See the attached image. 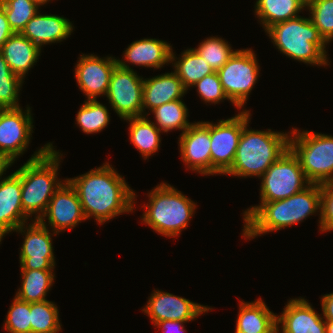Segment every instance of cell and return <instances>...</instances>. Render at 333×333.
Listing matches in <instances>:
<instances>
[{"label": "cell", "mask_w": 333, "mask_h": 333, "mask_svg": "<svg viewBox=\"0 0 333 333\" xmlns=\"http://www.w3.org/2000/svg\"><path fill=\"white\" fill-rule=\"evenodd\" d=\"M249 123L243 127L232 166L223 175L260 178L289 148L291 132L251 130Z\"/></svg>", "instance_id": "277c9868"}, {"label": "cell", "mask_w": 333, "mask_h": 333, "mask_svg": "<svg viewBox=\"0 0 333 333\" xmlns=\"http://www.w3.org/2000/svg\"><path fill=\"white\" fill-rule=\"evenodd\" d=\"M54 149L52 143L45 144L15 171L21 177L23 212L28 218L36 214L33 220L42 218L55 191L64 182L57 176L63 155Z\"/></svg>", "instance_id": "3957f363"}, {"label": "cell", "mask_w": 333, "mask_h": 333, "mask_svg": "<svg viewBox=\"0 0 333 333\" xmlns=\"http://www.w3.org/2000/svg\"><path fill=\"white\" fill-rule=\"evenodd\" d=\"M325 333H333V321L325 322Z\"/></svg>", "instance_id": "b9f144b4"}, {"label": "cell", "mask_w": 333, "mask_h": 333, "mask_svg": "<svg viewBox=\"0 0 333 333\" xmlns=\"http://www.w3.org/2000/svg\"><path fill=\"white\" fill-rule=\"evenodd\" d=\"M191 87H197L200 99L205 103L218 104L223 100H228L227 95L221 85L217 72L204 76Z\"/></svg>", "instance_id": "8d00e7d4"}, {"label": "cell", "mask_w": 333, "mask_h": 333, "mask_svg": "<svg viewBox=\"0 0 333 333\" xmlns=\"http://www.w3.org/2000/svg\"><path fill=\"white\" fill-rule=\"evenodd\" d=\"M143 82L133 69L117 64L112 71L106 97L121 119L143 116Z\"/></svg>", "instance_id": "4fadbf2b"}, {"label": "cell", "mask_w": 333, "mask_h": 333, "mask_svg": "<svg viewBox=\"0 0 333 333\" xmlns=\"http://www.w3.org/2000/svg\"><path fill=\"white\" fill-rule=\"evenodd\" d=\"M178 99L169 103L156 107L151 112L154 115V123L162 132H170L172 130H182L183 134L193 123L188 120V109L186 104Z\"/></svg>", "instance_id": "f1b7e54d"}, {"label": "cell", "mask_w": 333, "mask_h": 333, "mask_svg": "<svg viewBox=\"0 0 333 333\" xmlns=\"http://www.w3.org/2000/svg\"><path fill=\"white\" fill-rule=\"evenodd\" d=\"M235 332L241 333H277L276 315L263 302L240 301Z\"/></svg>", "instance_id": "603a6c76"}, {"label": "cell", "mask_w": 333, "mask_h": 333, "mask_svg": "<svg viewBox=\"0 0 333 333\" xmlns=\"http://www.w3.org/2000/svg\"><path fill=\"white\" fill-rule=\"evenodd\" d=\"M250 117V111L243 109L217 124L210 122L211 175H223L232 166L243 127Z\"/></svg>", "instance_id": "30bf717a"}, {"label": "cell", "mask_w": 333, "mask_h": 333, "mask_svg": "<svg viewBox=\"0 0 333 333\" xmlns=\"http://www.w3.org/2000/svg\"><path fill=\"white\" fill-rule=\"evenodd\" d=\"M179 137L180 155L186 167L201 175L210 176V122H194Z\"/></svg>", "instance_id": "e0dca14e"}, {"label": "cell", "mask_w": 333, "mask_h": 333, "mask_svg": "<svg viewBox=\"0 0 333 333\" xmlns=\"http://www.w3.org/2000/svg\"><path fill=\"white\" fill-rule=\"evenodd\" d=\"M189 321H178V320H166L158 322L155 326L158 329H162V333H186L183 323H187Z\"/></svg>", "instance_id": "f35d334b"}, {"label": "cell", "mask_w": 333, "mask_h": 333, "mask_svg": "<svg viewBox=\"0 0 333 333\" xmlns=\"http://www.w3.org/2000/svg\"><path fill=\"white\" fill-rule=\"evenodd\" d=\"M147 194L149 202L143 206L146 210L141 223L164 237L179 236L195 214L197 204L165 182Z\"/></svg>", "instance_id": "8992f818"}, {"label": "cell", "mask_w": 333, "mask_h": 333, "mask_svg": "<svg viewBox=\"0 0 333 333\" xmlns=\"http://www.w3.org/2000/svg\"><path fill=\"white\" fill-rule=\"evenodd\" d=\"M325 322L302 297L290 299L281 315H276L277 333H325Z\"/></svg>", "instance_id": "d6986e66"}, {"label": "cell", "mask_w": 333, "mask_h": 333, "mask_svg": "<svg viewBox=\"0 0 333 333\" xmlns=\"http://www.w3.org/2000/svg\"><path fill=\"white\" fill-rule=\"evenodd\" d=\"M33 1L36 2L38 5L42 6L44 4H47L51 0H33Z\"/></svg>", "instance_id": "ee69618b"}, {"label": "cell", "mask_w": 333, "mask_h": 333, "mask_svg": "<svg viewBox=\"0 0 333 333\" xmlns=\"http://www.w3.org/2000/svg\"><path fill=\"white\" fill-rule=\"evenodd\" d=\"M4 322L3 329L8 333H31L30 303L15 296Z\"/></svg>", "instance_id": "d590c367"}, {"label": "cell", "mask_w": 333, "mask_h": 333, "mask_svg": "<svg viewBox=\"0 0 333 333\" xmlns=\"http://www.w3.org/2000/svg\"><path fill=\"white\" fill-rule=\"evenodd\" d=\"M166 41L144 38L132 42L124 52V59H117V64L124 69H132L129 64L148 68H162L163 65L171 63L172 46ZM128 62V63H126Z\"/></svg>", "instance_id": "ffe728a7"}, {"label": "cell", "mask_w": 333, "mask_h": 333, "mask_svg": "<svg viewBox=\"0 0 333 333\" xmlns=\"http://www.w3.org/2000/svg\"><path fill=\"white\" fill-rule=\"evenodd\" d=\"M153 291L142 312L150 317L154 326L166 320L192 321L213 309L168 292Z\"/></svg>", "instance_id": "5bb4252c"}, {"label": "cell", "mask_w": 333, "mask_h": 333, "mask_svg": "<svg viewBox=\"0 0 333 333\" xmlns=\"http://www.w3.org/2000/svg\"><path fill=\"white\" fill-rule=\"evenodd\" d=\"M187 92L181 79L175 72L163 73L152 78L144 79L143 82V116H149L150 112L162 104L182 99Z\"/></svg>", "instance_id": "7402d4cb"}, {"label": "cell", "mask_w": 333, "mask_h": 333, "mask_svg": "<svg viewBox=\"0 0 333 333\" xmlns=\"http://www.w3.org/2000/svg\"><path fill=\"white\" fill-rule=\"evenodd\" d=\"M73 29L69 19L53 14H40L38 11L27 22L21 34L41 49L44 45L66 40Z\"/></svg>", "instance_id": "44dd1931"}, {"label": "cell", "mask_w": 333, "mask_h": 333, "mask_svg": "<svg viewBox=\"0 0 333 333\" xmlns=\"http://www.w3.org/2000/svg\"><path fill=\"white\" fill-rule=\"evenodd\" d=\"M289 148L297 156L310 183L333 181V136L292 128Z\"/></svg>", "instance_id": "52a82bcc"}, {"label": "cell", "mask_w": 333, "mask_h": 333, "mask_svg": "<svg viewBox=\"0 0 333 333\" xmlns=\"http://www.w3.org/2000/svg\"><path fill=\"white\" fill-rule=\"evenodd\" d=\"M321 307L325 321H333V293L322 295Z\"/></svg>", "instance_id": "60d3db41"}, {"label": "cell", "mask_w": 333, "mask_h": 333, "mask_svg": "<svg viewBox=\"0 0 333 333\" xmlns=\"http://www.w3.org/2000/svg\"><path fill=\"white\" fill-rule=\"evenodd\" d=\"M319 231H333V181L321 184V213Z\"/></svg>", "instance_id": "74e56055"}, {"label": "cell", "mask_w": 333, "mask_h": 333, "mask_svg": "<svg viewBox=\"0 0 333 333\" xmlns=\"http://www.w3.org/2000/svg\"><path fill=\"white\" fill-rule=\"evenodd\" d=\"M259 204L243 212L242 237L246 240L296 225L316 212L321 213V184L310 183L286 199Z\"/></svg>", "instance_id": "7a4b0ae2"}, {"label": "cell", "mask_w": 333, "mask_h": 333, "mask_svg": "<svg viewBox=\"0 0 333 333\" xmlns=\"http://www.w3.org/2000/svg\"><path fill=\"white\" fill-rule=\"evenodd\" d=\"M75 119L76 124L84 133H98L104 130L110 122L109 110L97 99L85 100Z\"/></svg>", "instance_id": "4dcf8cb0"}, {"label": "cell", "mask_w": 333, "mask_h": 333, "mask_svg": "<svg viewBox=\"0 0 333 333\" xmlns=\"http://www.w3.org/2000/svg\"><path fill=\"white\" fill-rule=\"evenodd\" d=\"M41 50L21 33L11 35L0 48L9 68L23 80L39 59Z\"/></svg>", "instance_id": "cb8c5ba5"}, {"label": "cell", "mask_w": 333, "mask_h": 333, "mask_svg": "<svg viewBox=\"0 0 333 333\" xmlns=\"http://www.w3.org/2000/svg\"><path fill=\"white\" fill-rule=\"evenodd\" d=\"M54 270H21L22 285L16 297L29 303L45 301L54 283Z\"/></svg>", "instance_id": "83f0119b"}, {"label": "cell", "mask_w": 333, "mask_h": 333, "mask_svg": "<svg viewBox=\"0 0 333 333\" xmlns=\"http://www.w3.org/2000/svg\"><path fill=\"white\" fill-rule=\"evenodd\" d=\"M66 179L75 188L86 219L93 217L101 225L135 209L137 195L109 162Z\"/></svg>", "instance_id": "6da1fadb"}, {"label": "cell", "mask_w": 333, "mask_h": 333, "mask_svg": "<svg viewBox=\"0 0 333 333\" xmlns=\"http://www.w3.org/2000/svg\"><path fill=\"white\" fill-rule=\"evenodd\" d=\"M129 123L130 142L147 160L160 149V133L162 132L147 116L130 117L124 119Z\"/></svg>", "instance_id": "484cf974"}, {"label": "cell", "mask_w": 333, "mask_h": 333, "mask_svg": "<svg viewBox=\"0 0 333 333\" xmlns=\"http://www.w3.org/2000/svg\"><path fill=\"white\" fill-rule=\"evenodd\" d=\"M0 7L5 11L9 25L14 33H21L27 22L40 11L33 0H0Z\"/></svg>", "instance_id": "d6a6232c"}, {"label": "cell", "mask_w": 333, "mask_h": 333, "mask_svg": "<svg viewBox=\"0 0 333 333\" xmlns=\"http://www.w3.org/2000/svg\"><path fill=\"white\" fill-rule=\"evenodd\" d=\"M306 6L307 0H257L254 11L266 31L273 24L300 16Z\"/></svg>", "instance_id": "d4e9b609"}, {"label": "cell", "mask_w": 333, "mask_h": 333, "mask_svg": "<svg viewBox=\"0 0 333 333\" xmlns=\"http://www.w3.org/2000/svg\"><path fill=\"white\" fill-rule=\"evenodd\" d=\"M46 219L48 225L52 228L51 231L58 234L67 229L71 230L81 221L87 220L78 194L67 179L55 191L45 214L39 221H45Z\"/></svg>", "instance_id": "2e32d148"}, {"label": "cell", "mask_w": 333, "mask_h": 333, "mask_svg": "<svg viewBox=\"0 0 333 333\" xmlns=\"http://www.w3.org/2000/svg\"><path fill=\"white\" fill-rule=\"evenodd\" d=\"M217 72L235 53L228 42L220 37H209L193 48Z\"/></svg>", "instance_id": "836d02e7"}, {"label": "cell", "mask_w": 333, "mask_h": 333, "mask_svg": "<svg viewBox=\"0 0 333 333\" xmlns=\"http://www.w3.org/2000/svg\"><path fill=\"white\" fill-rule=\"evenodd\" d=\"M31 108L0 109V156L11 167L29 146L33 133Z\"/></svg>", "instance_id": "8fae6325"}, {"label": "cell", "mask_w": 333, "mask_h": 333, "mask_svg": "<svg viewBox=\"0 0 333 333\" xmlns=\"http://www.w3.org/2000/svg\"><path fill=\"white\" fill-rule=\"evenodd\" d=\"M260 66L251 48L236 49L230 59L217 71L221 85L237 109L247 103L259 76Z\"/></svg>", "instance_id": "ba28073f"}, {"label": "cell", "mask_w": 333, "mask_h": 333, "mask_svg": "<svg viewBox=\"0 0 333 333\" xmlns=\"http://www.w3.org/2000/svg\"><path fill=\"white\" fill-rule=\"evenodd\" d=\"M24 80L12 72L0 51V109L20 108L19 93Z\"/></svg>", "instance_id": "1f68e13d"}, {"label": "cell", "mask_w": 333, "mask_h": 333, "mask_svg": "<svg viewBox=\"0 0 333 333\" xmlns=\"http://www.w3.org/2000/svg\"><path fill=\"white\" fill-rule=\"evenodd\" d=\"M310 19L328 44L333 40V0H307Z\"/></svg>", "instance_id": "e575fe53"}, {"label": "cell", "mask_w": 333, "mask_h": 333, "mask_svg": "<svg viewBox=\"0 0 333 333\" xmlns=\"http://www.w3.org/2000/svg\"><path fill=\"white\" fill-rule=\"evenodd\" d=\"M31 221L29 225L25 223L14 230L25 234L22 247H20V269L53 270L56 263L52 235L55 236L58 233L51 234L45 221L32 220V218Z\"/></svg>", "instance_id": "7c38bea8"}, {"label": "cell", "mask_w": 333, "mask_h": 333, "mask_svg": "<svg viewBox=\"0 0 333 333\" xmlns=\"http://www.w3.org/2000/svg\"><path fill=\"white\" fill-rule=\"evenodd\" d=\"M272 43L283 55L304 64L328 66L327 43L310 18L298 16L278 22L266 31Z\"/></svg>", "instance_id": "5b68a950"}, {"label": "cell", "mask_w": 333, "mask_h": 333, "mask_svg": "<svg viewBox=\"0 0 333 333\" xmlns=\"http://www.w3.org/2000/svg\"><path fill=\"white\" fill-rule=\"evenodd\" d=\"M13 34L14 32L9 25L5 11L0 7V48Z\"/></svg>", "instance_id": "ab89813d"}, {"label": "cell", "mask_w": 333, "mask_h": 333, "mask_svg": "<svg viewBox=\"0 0 333 333\" xmlns=\"http://www.w3.org/2000/svg\"><path fill=\"white\" fill-rule=\"evenodd\" d=\"M0 173V244L7 233L14 232L29 219L23 212L21 202V177L11 173L7 177Z\"/></svg>", "instance_id": "ac0fdd59"}, {"label": "cell", "mask_w": 333, "mask_h": 333, "mask_svg": "<svg viewBox=\"0 0 333 333\" xmlns=\"http://www.w3.org/2000/svg\"><path fill=\"white\" fill-rule=\"evenodd\" d=\"M175 56L172 50L170 62H173L174 72L181 79L187 90L204 76L214 72L210 65L193 48L184 50L179 58Z\"/></svg>", "instance_id": "4316f807"}, {"label": "cell", "mask_w": 333, "mask_h": 333, "mask_svg": "<svg viewBox=\"0 0 333 333\" xmlns=\"http://www.w3.org/2000/svg\"><path fill=\"white\" fill-rule=\"evenodd\" d=\"M260 202L286 199L306 188L310 182L299 159L288 148L261 176Z\"/></svg>", "instance_id": "9c48e42d"}, {"label": "cell", "mask_w": 333, "mask_h": 333, "mask_svg": "<svg viewBox=\"0 0 333 333\" xmlns=\"http://www.w3.org/2000/svg\"><path fill=\"white\" fill-rule=\"evenodd\" d=\"M7 168L9 169V165L0 156V173L7 170Z\"/></svg>", "instance_id": "7bdbcfd3"}, {"label": "cell", "mask_w": 333, "mask_h": 333, "mask_svg": "<svg viewBox=\"0 0 333 333\" xmlns=\"http://www.w3.org/2000/svg\"><path fill=\"white\" fill-rule=\"evenodd\" d=\"M116 65L117 58L112 56L100 58L93 54L80 55L74 68V76L87 100L107 95L111 73Z\"/></svg>", "instance_id": "9a60e30c"}, {"label": "cell", "mask_w": 333, "mask_h": 333, "mask_svg": "<svg viewBox=\"0 0 333 333\" xmlns=\"http://www.w3.org/2000/svg\"><path fill=\"white\" fill-rule=\"evenodd\" d=\"M31 333H58L62 330L57 305L49 300L30 303Z\"/></svg>", "instance_id": "f546056e"}]
</instances>
